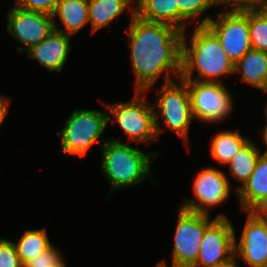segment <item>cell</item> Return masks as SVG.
Wrapping results in <instances>:
<instances>
[{
	"instance_id": "28",
	"label": "cell",
	"mask_w": 267,
	"mask_h": 267,
	"mask_svg": "<svg viewBox=\"0 0 267 267\" xmlns=\"http://www.w3.org/2000/svg\"><path fill=\"white\" fill-rule=\"evenodd\" d=\"M212 6H219L220 4L225 5V7H231V10H242L246 8V0H209Z\"/></svg>"
},
{
	"instance_id": "2",
	"label": "cell",
	"mask_w": 267,
	"mask_h": 267,
	"mask_svg": "<svg viewBox=\"0 0 267 267\" xmlns=\"http://www.w3.org/2000/svg\"><path fill=\"white\" fill-rule=\"evenodd\" d=\"M186 42L184 33L182 80L222 83V79L218 80V77L235 73V64L224 52L218 38L206 26L195 27L190 36V47ZM194 70L197 71V77L193 76Z\"/></svg>"
},
{
	"instance_id": "9",
	"label": "cell",
	"mask_w": 267,
	"mask_h": 267,
	"mask_svg": "<svg viewBox=\"0 0 267 267\" xmlns=\"http://www.w3.org/2000/svg\"><path fill=\"white\" fill-rule=\"evenodd\" d=\"M195 119L206 123L223 121L233 110L232 96L223 83L184 80Z\"/></svg>"
},
{
	"instance_id": "3",
	"label": "cell",
	"mask_w": 267,
	"mask_h": 267,
	"mask_svg": "<svg viewBox=\"0 0 267 267\" xmlns=\"http://www.w3.org/2000/svg\"><path fill=\"white\" fill-rule=\"evenodd\" d=\"M102 173L112 190L140 184L151 174V164L158 152L149 154L119 140L109 139L101 146ZM151 156L154 159H150Z\"/></svg>"
},
{
	"instance_id": "11",
	"label": "cell",
	"mask_w": 267,
	"mask_h": 267,
	"mask_svg": "<svg viewBox=\"0 0 267 267\" xmlns=\"http://www.w3.org/2000/svg\"><path fill=\"white\" fill-rule=\"evenodd\" d=\"M7 31L25 47H17L19 53L43 41L54 29L52 15L27 11L14 5L7 13Z\"/></svg>"
},
{
	"instance_id": "29",
	"label": "cell",
	"mask_w": 267,
	"mask_h": 267,
	"mask_svg": "<svg viewBox=\"0 0 267 267\" xmlns=\"http://www.w3.org/2000/svg\"><path fill=\"white\" fill-rule=\"evenodd\" d=\"M249 211L255 217L267 221V196L258 201Z\"/></svg>"
},
{
	"instance_id": "10",
	"label": "cell",
	"mask_w": 267,
	"mask_h": 267,
	"mask_svg": "<svg viewBox=\"0 0 267 267\" xmlns=\"http://www.w3.org/2000/svg\"><path fill=\"white\" fill-rule=\"evenodd\" d=\"M230 182L221 170L206 167L197 173L193 192L198 200L185 198L182 209L210 215V207L223 203L230 195Z\"/></svg>"
},
{
	"instance_id": "1",
	"label": "cell",
	"mask_w": 267,
	"mask_h": 267,
	"mask_svg": "<svg viewBox=\"0 0 267 267\" xmlns=\"http://www.w3.org/2000/svg\"><path fill=\"white\" fill-rule=\"evenodd\" d=\"M131 63L135 73V91L146 92L162 72L165 83L173 81L171 73L180 78L182 72V40L184 32L165 24L148 22L131 16L128 26Z\"/></svg>"
},
{
	"instance_id": "15",
	"label": "cell",
	"mask_w": 267,
	"mask_h": 267,
	"mask_svg": "<svg viewBox=\"0 0 267 267\" xmlns=\"http://www.w3.org/2000/svg\"><path fill=\"white\" fill-rule=\"evenodd\" d=\"M240 209L245 213L267 196V155L261 154L253 173L236 193Z\"/></svg>"
},
{
	"instance_id": "26",
	"label": "cell",
	"mask_w": 267,
	"mask_h": 267,
	"mask_svg": "<svg viewBox=\"0 0 267 267\" xmlns=\"http://www.w3.org/2000/svg\"><path fill=\"white\" fill-rule=\"evenodd\" d=\"M13 242L0 239V267H23Z\"/></svg>"
},
{
	"instance_id": "6",
	"label": "cell",
	"mask_w": 267,
	"mask_h": 267,
	"mask_svg": "<svg viewBox=\"0 0 267 267\" xmlns=\"http://www.w3.org/2000/svg\"><path fill=\"white\" fill-rule=\"evenodd\" d=\"M209 215L200 214L179 208L177 225L174 233V248L170 267H192L199 255L205 230L218 218L227 217L219 214L214 219ZM156 267H168L161 261Z\"/></svg>"
},
{
	"instance_id": "22",
	"label": "cell",
	"mask_w": 267,
	"mask_h": 267,
	"mask_svg": "<svg viewBox=\"0 0 267 267\" xmlns=\"http://www.w3.org/2000/svg\"><path fill=\"white\" fill-rule=\"evenodd\" d=\"M46 231V228L26 230L18 243L13 242L23 265L53 245Z\"/></svg>"
},
{
	"instance_id": "14",
	"label": "cell",
	"mask_w": 267,
	"mask_h": 267,
	"mask_svg": "<svg viewBox=\"0 0 267 267\" xmlns=\"http://www.w3.org/2000/svg\"><path fill=\"white\" fill-rule=\"evenodd\" d=\"M69 37L70 35L54 29L43 41L26 50L27 56L36 59L51 72H60L71 49Z\"/></svg>"
},
{
	"instance_id": "13",
	"label": "cell",
	"mask_w": 267,
	"mask_h": 267,
	"mask_svg": "<svg viewBox=\"0 0 267 267\" xmlns=\"http://www.w3.org/2000/svg\"><path fill=\"white\" fill-rule=\"evenodd\" d=\"M247 213L239 242L235 235V256L250 267H267V221Z\"/></svg>"
},
{
	"instance_id": "25",
	"label": "cell",
	"mask_w": 267,
	"mask_h": 267,
	"mask_svg": "<svg viewBox=\"0 0 267 267\" xmlns=\"http://www.w3.org/2000/svg\"><path fill=\"white\" fill-rule=\"evenodd\" d=\"M52 245L49 249L32 258L23 267H66V262L58 249Z\"/></svg>"
},
{
	"instance_id": "34",
	"label": "cell",
	"mask_w": 267,
	"mask_h": 267,
	"mask_svg": "<svg viewBox=\"0 0 267 267\" xmlns=\"http://www.w3.org/2000/svg\"><path fill=\"white\" fill-rule=\"evenodd\" d=\"M258 7L267 15V2H263Z\"/></svg>"
},
{
	"instance_id": "16",
	"label": "cell",
	"mask_w": 267,
	"mask_h": 267,
	"mask_svg": "<svg viewBox=\"0 0 267 267\" xmlns=\"http://www.w3.org/2000/svg\"><path fill=\"white\" fill-rule=\"evenodd\" d=\"M57 15L65 30L57 28L55 22ZM88 16V0H59L52 14L55 29L70 36L75 35L89 23Z\"/></svg>"
},
{
	"instance_id": "12",
	"label": "cell",
	"mask_w": 267,
	"mask_h": 267,
	"mask_svg": "<svg viewBox=\"0 0 267 267\" xmlns=\"http://www.w3.org/2000/svg\"><path fill=\"white\" fill-rule=\"evenodd\" d=\"M235 229L227 217H218L206 230L192 267H209L235 255Z\"/></svg>"
},
{
	"instance_id": "4",
	"label": "cell",
	"mask_w": 267,
	"mask_h": 267,
	"mask_svg": "<svg viewBox=\"0 0 267 267\" xmlns=\"http://www.w3.org/2000/svg\"><path fill=\"white\" fill-rule=\"evenodd\" d=\"M108 124V112L105 110H74L61 132H58L63 154L83 160L95 143L102 146L106 142L101 141V136Z\"/></svg>"
},
{
	"instance_id": "33",
	"label": "cell",
	"mask_w": 267,
	"mask_h": 267,
	"mask_svg": "<svg viewBox=\"0 0 267 267\" xmlns=\"http://www.w3.org/2000/svg\"><path fill=\"white\" fill-rule=\"evenodd\" d=\"M262 139H263L264 143H265L266 146H267V124H266L265 127L263 128ZM262 154L267 155V149H266V151H264Z\"/></svg>"
},
{
	"instance_id": "23",
	"label": "cell",
	"mask_w": 267,
	"mask_h": 267,
	"mask_svg": "<svg viewBox=\"0 0 267 267\" xmlns=\"http://www.w3.org/2000/svg\"><path fill=\"white\" fill-rule=\"evenodd\" d=\"M248 19L252 49L267 52V15L258 6H250Z\"/></svg>"
},
{
	"instance_id": "5",
	"label": "cell",
	"mask_w": 267,
	"mask_h": 267,
	"mask_svg": "<svg viewBox=\"0 0 267 267\" xmlns=\"http://www.w3.org/2000/svg\"><path fill=\"white\" fill-rule=\"evenodd\" d=\"M179 83L171 81L162 85L157 90L156 102L154 107L155 128L157 136L163 131L159 123V117L163 120V124L179 137L188 142V132L191 120H193L190 92L187 83L178 78ZM180 84V85H178ZM159 109V113L156 111ZM160 114V115H159Z\"/></svg>"
},
{
	"instance_id": "21",
	"label": "cell",
	"mask_w": 267,
	"mask_h": 267,
	"mask_svg": "<svg viewBox=\"0 0 267 267\" xmlns=\"http://www.w3.org/2000/svg\"><path fill=\"white\" fill-rule=\"evenodd\" d=\"M257 146L249 139L227 164L230 174L242 183L241 186L235 188V192L243 187L255 169L257 160L262 154Z\"/></svg>"
},
{
	"instance_id": "36",
	"label": "cell",
	"mask_w": 267,
	"mask_h": 267,
	"mask_svg": "<svg viewBox=\"0 0 267 267\" xmlns=\"http://www.w3.org/2000/svg\"><path fill=\"white\" fill-rule=\"evenodd\" d=\"M266 88H267V72H266Z\"/></svg>"
},
{
	"instance_id": "31",
	"label": "cell",
	"mask_w": 267,
	"mask_h": 267,
	"mask_svg": "<svg viewBox=\"0 0 267 267\" xmlns=\"http://www.w3.org/2000/svg\"><path fill=\"white\" fill-rule=\"evenodd\" d=\"M238 259L237 257L234 255L231 259L209 266V267H238Z\"/></svg>"
},
{
	"instance_id": "30",
	"label": "cell",
	"mask_w": 267,
	"mask_h": 267,
	"mask_svg": "<svg viewBox=\"0 0 267 267\" xmlns=\"http://www.w3.org/2000/svg\"><path fill=\"white\" fill-rule=\"evenodd\" d=\"M9 101L10 99H8L7 96L5 97L0 94V126L8 113Z\"/></svg>"
},
{
	"instance_id": "8",
	"label": "cell",
	"mask_w": 267,
	"mask_h": 267,
	"mask_svg": "<svg viewBox=\"0 0 267 267\" xmlns=\"http://www.w3.org/2000/svg\"><path fill=\"white\" fill-rule=\"evenodd\" d=\"M197 26H206L219 40L224 52L236 64L252 49L249 33L248 7L226 10L217 14L216 20L207 15Z\"/></svg>"
},
{
	"instance_id": "32",
	"label": "cell",
	"mask_w": 267,
	"mask_h": 267,
	"mask_svg": "<svg viewBox=\"0 0 267 267\" xmlns=\"http://www.w3.org/2000/svg\"><path fill=\"white\" fill-rule=\"evenodd\" d=\"M263 2H267V0H246V8L250 6H258Z\"/></svg>"
},
{
	"instance_id": "7",
	"label": "cell",
	"mask_w": 267,
	"mask_h": 267,
	"mask_svg": "<svg viewBox=\"0 0 267 267\" xmlns=\"http://www.w3.org/2000/svg\"><path fill=\"white\" fill-rule=\"evenodd\" d=\"M144 93L135 91V97L129 102L105 105L109 110L108 122L117 121L129 142L149 144L158 137L155 128L154 107L153 104L146 102Z\"/></svg>"
},
{
	"instance_id": "35",
	"label": "cell",
	"mask_w": 267,
	"mask_h": 267,
	"mask_svg": "<svg viewBox=\"0 0 267 267\" xmlns=\"http://www.w3.org/2000/svg\"><path fill=\"white\" fill-rule=\"evenodd\" d=\"M264 92H267V90L264 91ZM265 116H266V124H267V105H266V107H265Z\"/></svg>"
},
{
	"instance_id": "19",
	"label": "cell",
	"mask_w": 267,
	"mask_h": 267,
	"mask_svg": "<svg viewBox=\"0 0 267 267\" xmlns=\"http://www.w3.org/2000/svg\"><path fill=\"white\" fill-rule=\"evenodd\" d=\"M267 52L249 50L236 64L235 73L241 81L266 91Z\"/></svg>"
},
{
	"instance_id": "20",
	"label": "cell",
	"mask_w": 267,
	"mask_h": 267,
	"mask_svg": "<svg viewBox=\"0 0 267 267\" xmlns=\"http://www.w3.org/2000/svg\"><path fill=\"white\" fill-rule=\"evenodd\" d=\"M249 138L242 137L239 130L217 132L211 140V156L219 164H228Z\"/></svg>"
},
{
	"instance_id": "24",
	"label": "cell",
	"mask_w": 267,
	"mask_h": 267,
	"mask_svg": "<svg viewBox=\"0 0 267 267\" xmlns=\"http://www.w3.org/2000/svg\"><path fill=\"white\" fill-rule=\"evenodd\" d=\"M178 6V30L185 33V25L195 20L204 11L211 8L209 0H177ZM193 20H192V19Z\"/></svg>"
},
{
	"instance_id": "27",
	"label": "cell",
	"mask_w": 267,
	"mask_h": 267,
	"mask_svg": "<svg viewBox=\"0 0 267 267\" xmlns=\"http://www.w3.org/2000/svg\"><path fill=\"white\" fill-rule=\"evenodd\" d=\"M59 0H15L17 7L27 10L42 12L52 15Z\"/></svg>"
},
{
	"instance_id": "18",
	"label": "cell",
	"mask_w": 267,
	"mask_h": 267,
	"mask_svg": "<svg viewBox=\"0 0 267 267\" xmlns=\"http://www.w3.org/2000/svg\"><path fill=\"white\" fill-rule=\"evenodd\" d=\"M135 15L148 22L165 23L178 29L177 0H138Z\"/></svg>"
},
{
	"instance_id": "17",
	"label": "cell",
	"mask_w": 267,
	"mask_h": 267,
	"mask_svg": "<svg viewBox=\"0 0 267 267\" xmlns=\"http://www.w3.org/2000/svg\"><path fill=\"white\" fill-rule=\"evenodd\" d=\"M134 4L135 2L133 0H88V17L89 22H91L92 33L103 27H110L111 21L122 14L127 7L129 9L128 11L131 13V16H134Z\"/></svg>"
}]
</instances>
